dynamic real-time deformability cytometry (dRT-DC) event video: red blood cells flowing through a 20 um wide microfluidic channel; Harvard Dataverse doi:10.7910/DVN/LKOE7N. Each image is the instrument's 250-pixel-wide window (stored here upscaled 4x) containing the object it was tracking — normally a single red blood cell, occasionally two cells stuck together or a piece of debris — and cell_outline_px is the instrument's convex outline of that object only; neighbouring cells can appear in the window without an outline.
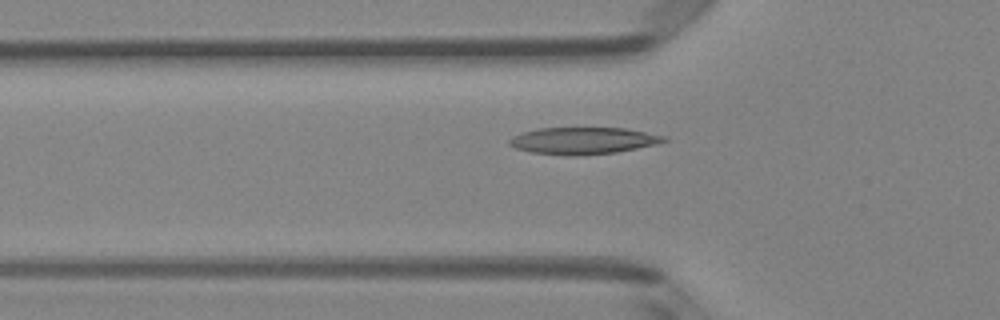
{"species": "Egyptian fruit bat (a non-hibernating species)", "species_latin": "Rousettus aegyptiacus", "temperature_condition": "room temperature", "stored_images_in_passage": 49, "camera_frame_rate_fps": 3000, "um_per_image_px": 0.085, "animal": {"sex": "female"}, "frame": {"image": 1, "passage_image": 17, "time_ms": 5.333, "image_size_px": [1000, 320], "cell_outline_px": [[668, 140], [656, 144], [616, 152], [572, 156], [568, 156], [532, 152], [516, 148], [508, 144], [508, 140], [512, 136], [524, 132], [540, 128], [624, 128], [668, 136]], "centroid_in_image_um": [49.57, 11.96], "position_along_channel_um": 76.2, "area_um2": 24.1}}
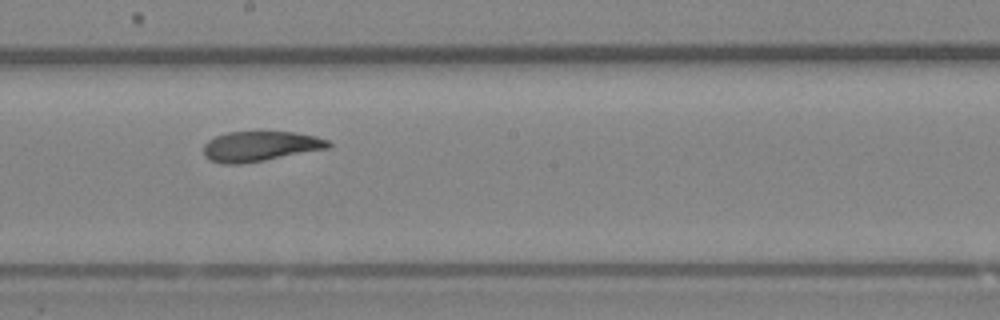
{"frame": {"image": 2, "passage_image": 28, "time_ms": 9.0, "image_size_px": [1000, 320], "cell_outline_px": [[332, 148], [244, 164], [224, 164], [208, 160], [204, 156], [204, 144], [208, 140], [216, 136], [228, 132], [296, 132], [316, 136], [328, 140], [332, 144]], "centroid_in_image_um": [22.15, 12.44], "position_along_channel_um": 226.1, "area_um2": 22.2}}
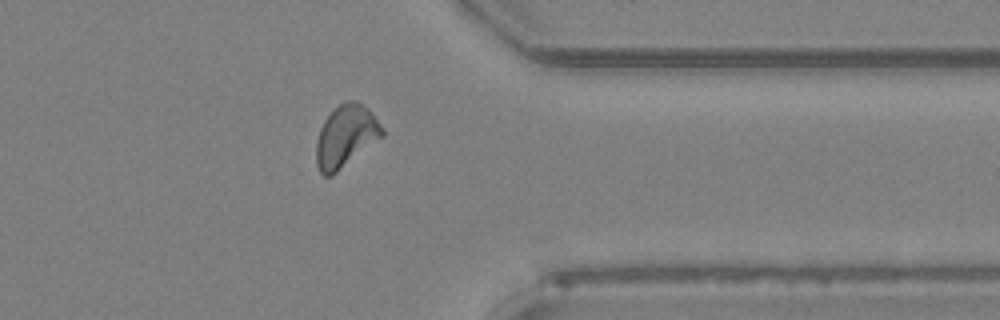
{"frame": {"image": 3, "passage_image": 40, "time_ms": 13.0, "image_size_px": [1000, 320], "cell_outline_px": [[384, 136], [332, 176], [324, 176], [320, 172], [316, 164], [316, 140], [320, 128], [324, 120], [340, 104], [348, 100], [356, 100], [368, 108], [372, 112], [384, 128]], "centroid_in_image_um": [29.4, 11.59], "position_along_channel_um": 382.0, "area_um2": 23.99}}